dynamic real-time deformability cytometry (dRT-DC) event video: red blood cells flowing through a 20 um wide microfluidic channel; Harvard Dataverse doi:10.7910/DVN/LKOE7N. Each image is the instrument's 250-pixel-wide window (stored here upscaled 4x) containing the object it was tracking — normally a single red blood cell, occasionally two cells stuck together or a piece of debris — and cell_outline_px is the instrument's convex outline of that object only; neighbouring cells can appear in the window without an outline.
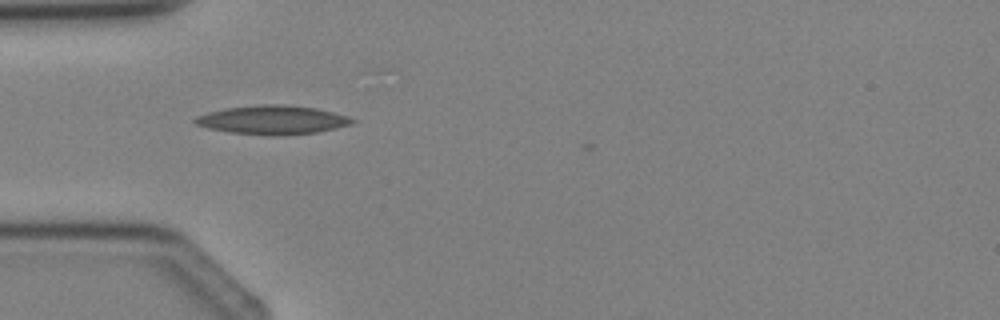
{"species": "Egyptian fruit bat (a non-hibernating species)", "species_latin": "Rousettus aegyptiacus", "temperature_condition": "cold", "stored_images_in_passage": 3, "camera_frame_rate_fps": 3000, "um_per_image_px": 0.085, "animal": {"sex": "female"}, "frame": {"image": 1, "passage_image": 3, "time_ms": 3.333, "image_size_px": [1000, 320], "cell_outline_px": [[356, 120], [352, 124], [336, 128], [316, 132], [276, 136], [272, 136], [232, 132], [208, 128], [196, 124], [192, 120], [196, 116], [208, 112], [224, 108], [264, 104], [280, 104], [316, 108], [348, 116]], "centroid_in_image_um": [23.16, 10.19], "position_along_channel_um": 61.8, "area_um2": 26.3}}